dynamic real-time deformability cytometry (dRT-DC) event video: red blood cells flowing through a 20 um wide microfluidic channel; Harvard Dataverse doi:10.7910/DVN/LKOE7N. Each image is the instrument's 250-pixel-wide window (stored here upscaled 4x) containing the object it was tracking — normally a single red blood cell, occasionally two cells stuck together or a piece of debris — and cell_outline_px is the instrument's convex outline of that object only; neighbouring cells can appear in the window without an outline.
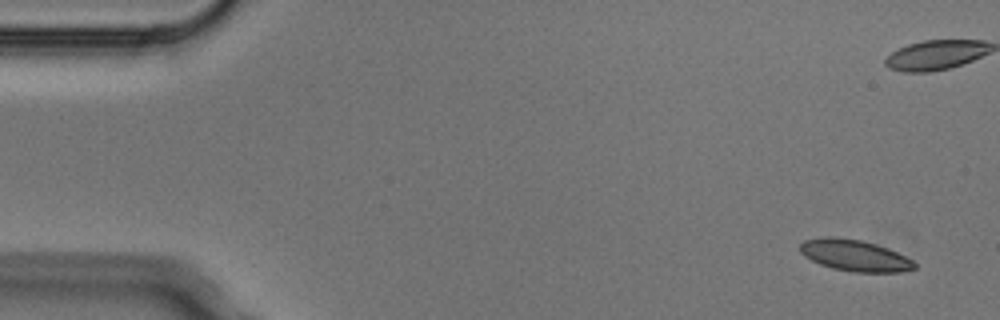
{"species": "Egyptian fruit bat (a non-hibernating species)", "species_latin": "Rousettus aegyptiacus", "temperature_condition": "cold", "stored_images_in_passage": 5, "camera_frame_rate_fps": 3000, "um_per_image_px": 0.085, "animal": {"sex": "male"}, "frame": {"image": 1, "passage_image": 1, "time_ms": 0.0, "image_size_px": [1000, 320], "cell_outline_px": [[916, 268], [900, 272], [852, 272], [832, 268], [820, 264], [804, 256], [800, 252], [800, 244], [804, 240], [824, 236], [832, 236], [860, 240], [876, 244], [888, 248], [912, 260], [916, 264]], "centroid_in_image_um": [72.63, 21.71], "position_along_channel_um": 12.4, "area_um2": 20.92}}
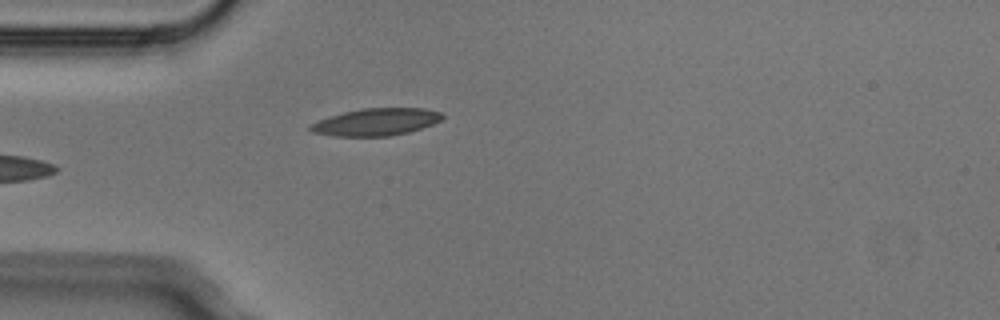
{"frame": {"image": 2, "passage_image": 5, "time_ms": 1.333, "image_size_px": [1000, 320], "cell_outline_px": [[444, 116], [440, 120], [432, 124], [408, 132], [388, 136], [336, 136], [312, 132], [308, 128], [308, 124], [328, 116], [344, 112], [364, 108], [424, 108], [440, 112]], "centroid_in_image_um": [31.92, 10.36], "position_along_channel_um": 53.1, "area_um2": 20.87}}